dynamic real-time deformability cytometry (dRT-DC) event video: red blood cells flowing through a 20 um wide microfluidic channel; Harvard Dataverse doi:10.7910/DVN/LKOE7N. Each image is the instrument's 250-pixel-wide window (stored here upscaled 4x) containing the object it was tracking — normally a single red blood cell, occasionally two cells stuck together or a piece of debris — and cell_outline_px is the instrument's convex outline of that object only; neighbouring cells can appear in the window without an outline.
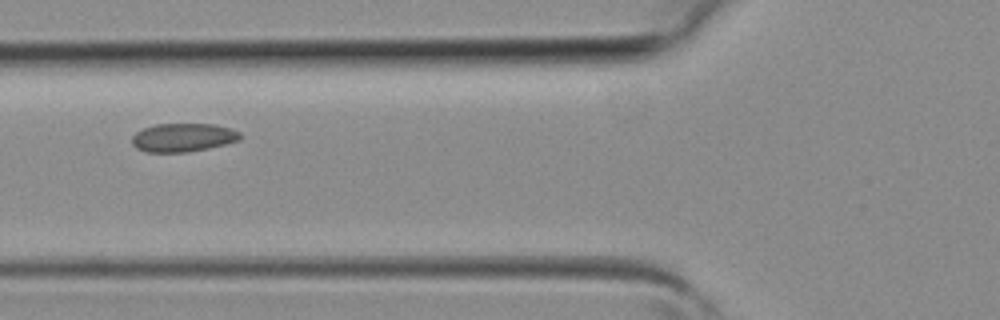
{"species": "common noctule bat (a hibernating species)", "species_latin": "Nyctalus noctula", "temperature_condition": "room temperature", "stored_images_in_passage": 3, "camera_frame_rate_fps": 3000, "um_per_image_px": 0.085, "animal": {"sex": "female", "body_mass_g": 19.3, "forearm_length_mm": 54.1}, "frame": {"image": 1, "passage_image": 3, "time_ms": 0.667, "image_size_px": [1000, 320], "cell_outline_px": [[240, 140], [208, 148], [188, 152], [148, 152], [136, 148], [132, 144], [132, 136], [136, 132], [144, 128], [156, 124], [216, 124], [240, 132]], "centroid_in_image_um": [15.54, 11.69], "position_along_channel_um": 110.3, "area_um2": 17.86}}